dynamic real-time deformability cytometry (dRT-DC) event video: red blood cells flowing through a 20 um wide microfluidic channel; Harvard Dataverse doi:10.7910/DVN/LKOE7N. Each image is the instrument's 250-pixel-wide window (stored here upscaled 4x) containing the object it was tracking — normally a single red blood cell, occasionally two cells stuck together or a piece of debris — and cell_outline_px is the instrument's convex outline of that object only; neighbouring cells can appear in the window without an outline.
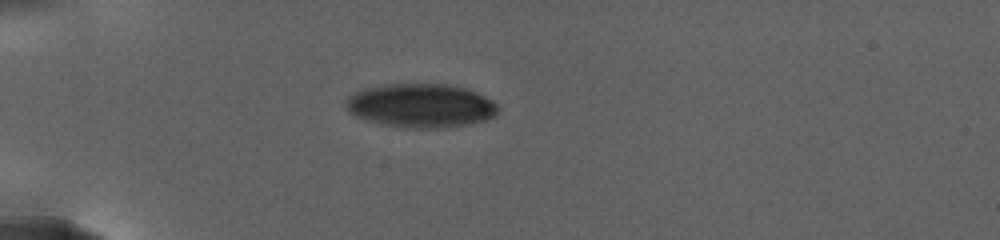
{"species": "human", "species_latin": "Homo sapiens", "temperature_condition": "warm", "stored_images_in_passage": 9, "camera_frame_rate_fps": 3000, "um_per_image_px": 0.085, "donor": {"sex": "female"}, "frame": {"image": 1, "passage_image": 1, "time_ms": 0.0, "image_size_px": [1000, 240], "cell_outline_px": [[500, 108], [496, 116], [484, 120], [468, 124], [436, 128], [404, 128], [380, 124], [364, 120], [348, 112], [344, 104], [344, 100], [348, 96], [364, 88], [384, 84], [444, 84], [464, 88], [484, 96], [492, 100]], "centroid_in_image_um": [35.72, 8.98], "position_along_channel_um": 49.3, "area_um2": 39.07}}